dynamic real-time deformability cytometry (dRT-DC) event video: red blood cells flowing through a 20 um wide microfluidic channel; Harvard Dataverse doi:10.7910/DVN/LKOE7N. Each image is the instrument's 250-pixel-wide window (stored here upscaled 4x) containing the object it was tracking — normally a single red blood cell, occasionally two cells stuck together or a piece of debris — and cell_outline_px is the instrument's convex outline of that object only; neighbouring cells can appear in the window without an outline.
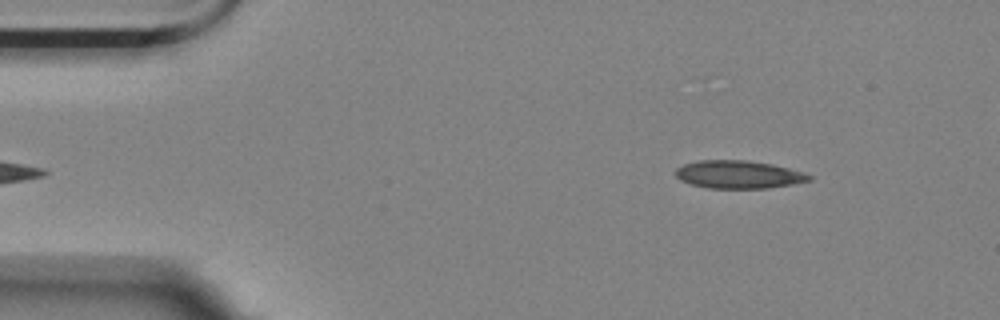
{"species": "Egyptian fruit bat (a non-hibernating species)", "species_latin": "Rousettus aegyptiacus", "temperature_condition": "room temperature", "stored_images_in_passage": 15, "camera_frame_rate_fps": 3000, "um_per_image_px": 0.085, "animal": {"sex": "female"}, "frame": {"image": 1, "passage_image": 2, "time_ms": 0.333, "image_size_px": [1000, 320], "cell_outline_px": [[812, 180], [792, 184], [768, 188], [708, 188], [692, 184], [680, 180], [676, 176], [676, 168], [684, 164], [700, 160], [748, 160], [772, 164], [804, 172], [812, 176]], "centroid_in_image_um": [62.79, 14.83], "position_along_channel_um": 22.2, "area_um2": 21.68}}
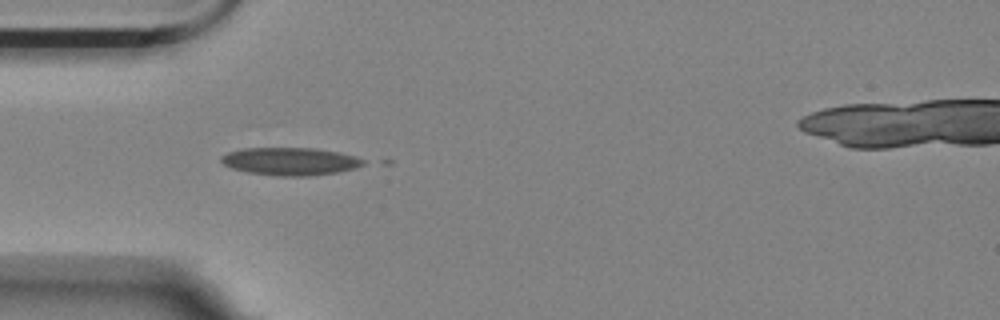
{"frame": {"image": 2, "passage_image": 11, "time_ms": 3.333, "image_size_px": [1000, 320], "cell_outline_px": [[364, 164], [356, 168], [336, 172], [308, 176], [276, 176], [248, 172], [232, 168], [224, 164], [220, 160], [220, 156], [228, 152], [244, 148], [316, 148], [340, 152], [356, 156], [364, 160]], "centroid_in_image_um": [24.67, 13.71], "position_along_channel_um": 60.3, "area_um2": 23.0}}
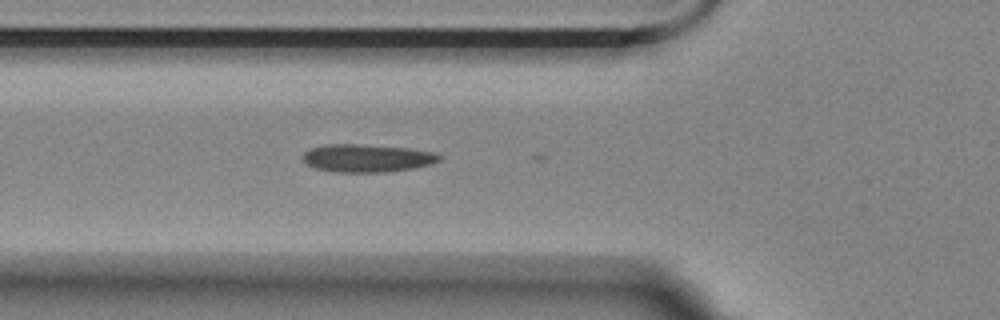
{"frame": {"image": 3, "passage_image": 14, "time_ms": 4.333, "image_size_px": [1000, 320], "cell_outline_px": [[444, 160], [432, 164], [416, 168], [388, 172], [336, 172], [316, 168], [308, 164], [304, 160], [304, 152], [312, 148], [324, 144], [360, 144], [408, 148], [436, 152], [444, 156]], "centroid_in_image_um": [31.31, 13.44], "position_along_channel_um": 94.5, "area_um2": 22.43}}